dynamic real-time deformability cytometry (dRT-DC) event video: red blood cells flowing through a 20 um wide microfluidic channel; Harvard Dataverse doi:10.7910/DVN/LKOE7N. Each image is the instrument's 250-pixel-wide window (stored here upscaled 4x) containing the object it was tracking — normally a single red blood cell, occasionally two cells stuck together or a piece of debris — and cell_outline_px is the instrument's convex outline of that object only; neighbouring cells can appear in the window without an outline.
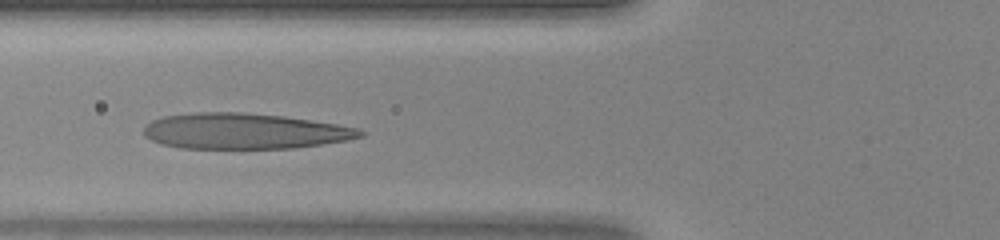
{"species": "human", "species_latin": "Homo sapiens", "temperature_condition": "warm", "stored_images_in_passage": 33, "camera_frame_rate_fps": 3000, "um_per_image_px": 0.085, "donor": {"sex": "female"}, "frame": {"image": 1, "passage_image": 10, "time_ms": 3.0, "image_size_px": [1000, 240], "cell_outline_px": [[364, 136], [348, 140], [292, 148], [180, 148], [160, 144], [144, 136], [144, 128], [152, 120], [164, 116], [192, 112], [240, 112], [284, 116], [336, 124], [360, 128], [364, 132]], "centroid_in_image_um": [20.76, 11.14], "position_along_channel_um": 105.0, "area_um2": 45.03}}
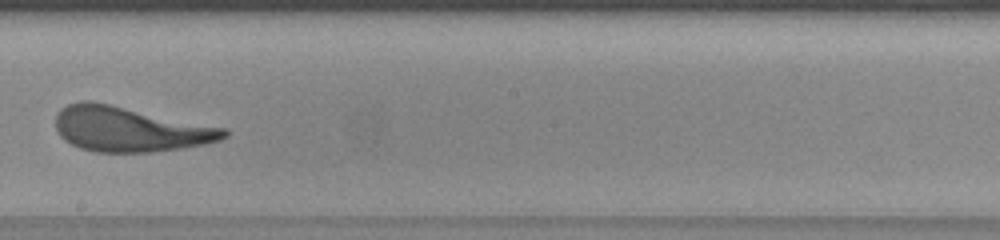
{"frame": {"image": 2, "passage_image": 19, "time_ms": 6.0, "image_size_px": [1000, 240], "cell_outline_px": [[228, 136], [220, 140], [204, 144], [180, 148], [152, 152], [96, 152], [80, 148], [64, 140], [60, 136], [56, 128], [56, 116], [60, 108], [68, 104], [80, 100], [88, 100], [228, 128]], "centroid_in_image_um": [11.03, 10.98], "position_along_channel_um": 237.2, "area_um2": 44.04}}